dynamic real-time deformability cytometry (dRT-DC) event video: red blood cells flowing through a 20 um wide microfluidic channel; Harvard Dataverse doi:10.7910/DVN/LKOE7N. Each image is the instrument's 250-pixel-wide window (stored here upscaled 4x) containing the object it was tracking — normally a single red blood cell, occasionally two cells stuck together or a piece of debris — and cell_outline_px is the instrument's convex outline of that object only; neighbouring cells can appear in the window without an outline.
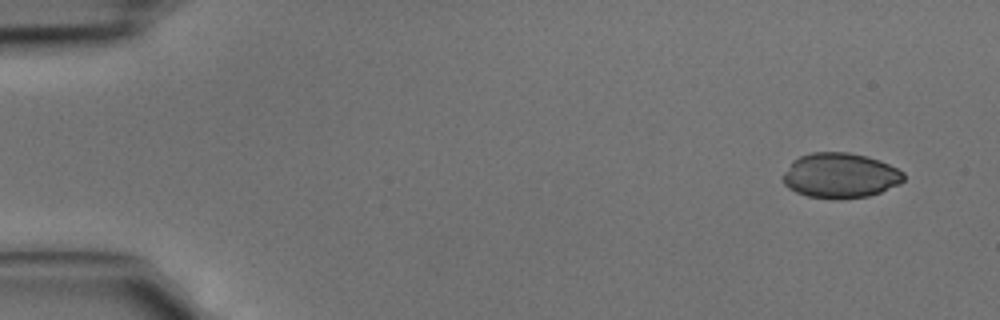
{"species": "common noctule bat (a hibernating species)", "species_latin": "Nyctalus noctula", "temperature_condition": "cold", "stored_images_in_passage": 3, "camera_frame_rate_fps": 3000, "um_per_image_px": 0.085, "animal": {"sex": "male", "body_mass_g": 15.6}, "frame": {"image": 1, "passage_image": 1, "time_ms": 0.0, "image_size_px": [1000, 320], "cell_outline_px": [[904, 180], [900, 184], [880, 192], [868, 196], [808, 196], [796, 192], [788, 188], [784, 184], [784, 172], [792, 160], [800, 156], [812, 152], [848, 152], [880, 160], [904, 172]], "centroid_in_image_um": [71.42, 14.87], "position_along_channel_um": 13.6, "area_um2": 30.92}}